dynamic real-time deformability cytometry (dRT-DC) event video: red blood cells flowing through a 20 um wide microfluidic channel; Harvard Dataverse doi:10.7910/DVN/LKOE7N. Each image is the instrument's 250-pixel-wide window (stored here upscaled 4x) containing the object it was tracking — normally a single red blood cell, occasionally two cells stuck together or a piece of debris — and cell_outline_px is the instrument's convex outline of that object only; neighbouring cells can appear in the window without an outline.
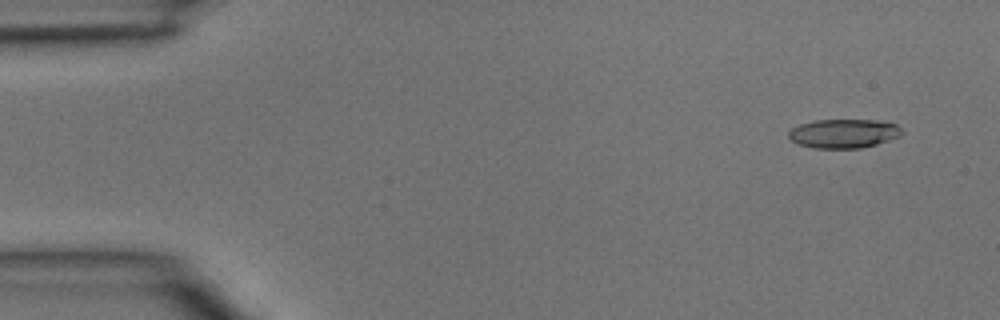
{"species": "common noctule bat (a hibernating species)", "species_latin": "Nyctalus noctula", "temperature_condition": "room temperature", "stored_images_in_passage": 4, "camera_frame_rate_fps": 3000, "um_per_image_px": 0.085, "animal": {"sex": "male", "body_mass_g": 15.6}, "frame": {"image": 1, "passage_image": 1, "time_ms": 0.0, "image_size_px": [1000, 320], "cell_outline_px": [[904, 132], [900, 136], [876, 144], [860, 148], [816, 148], [800, 144], [792, 140], [788, 136], [788, 132], [792, 128], [800, 124], [816, 120], [876, 120], [896, 124]], "centroid_in_image_um": [71.73, 11.34], "position_along_channel_um": 13.3, "area_um2": 18.96}}
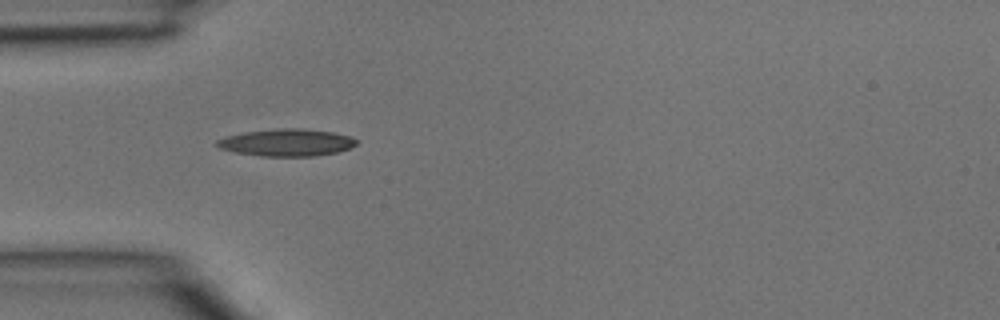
{"frame": {"image": 2, "passage_image": 4, "time_ms": 1.0, "image_size_px": [1000, 320], "cell_outline_px": [[356, 144], [348, 148], [336, 152], [316, 156], [260, 156], [236, 152], [220, 148], [216, 144], [216, 140], [228, 136], [244, 132], [280, 128], [300, 128], [332, 132], [348, 136], [356, 140]], "centroid_in_image_um": [24.34, 12.11], "position_along_channel_um": 60.7, "area_um2": 21.79}}